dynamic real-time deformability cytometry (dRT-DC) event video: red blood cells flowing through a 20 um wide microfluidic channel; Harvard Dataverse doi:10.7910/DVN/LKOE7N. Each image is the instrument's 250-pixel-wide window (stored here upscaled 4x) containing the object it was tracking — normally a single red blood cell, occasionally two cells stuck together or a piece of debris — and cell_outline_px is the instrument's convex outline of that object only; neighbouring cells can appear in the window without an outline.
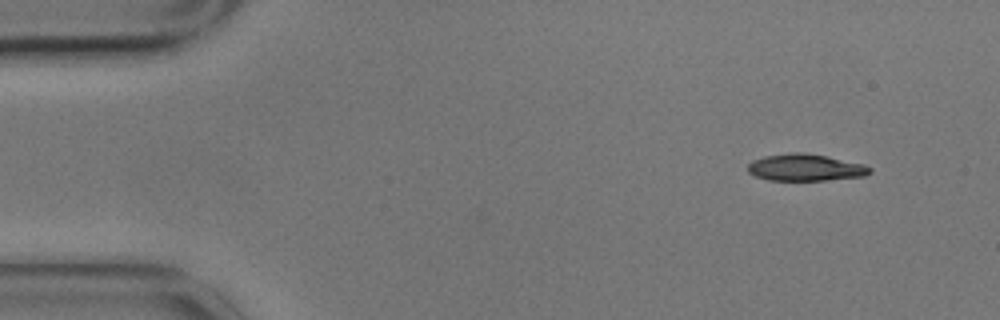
{"species": "common noctule bat (a hibernating species)", "species_latin": "Nyctalus noctula", "temperature_condition": "cold", "stored_images_in_passage": 4, "camera_frame_rate_fps": 3000, "um_per_image_px": 0.085, "animal": {"sex": "male", "body_mass_g": 17.9}, "frame": {"image": 1, "passage_image": 1, "time_ms": 0.0, "image_size_px": [1000, 320], "cell_outline_px": [[872, 172], [864, 176], [824, 180], [768, 180], [756, 176], [748, 172], [748, 164], [752, 160], [764, 156], [792, 152], [804, 152], [828, 156], [864, 164], [872, 168]], "centroid_in_image_um": [68.46, 14.23], "position_along_channel_um": 16.5, "area_um2": 19.19}}
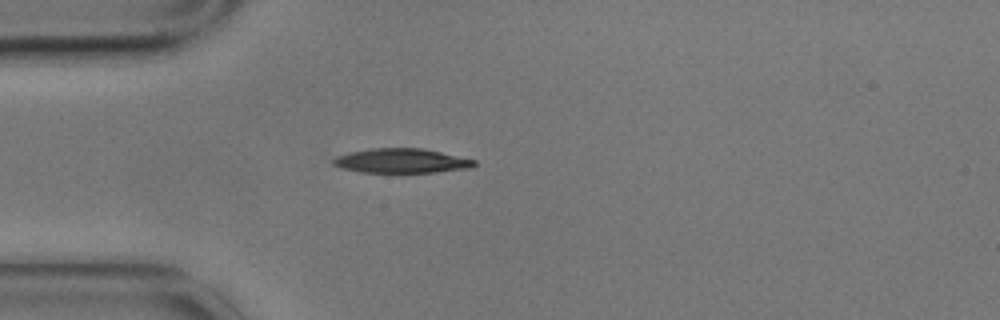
{"frame": {"image": 2, "passage_image": 4, "time_ms": 1.0, "image_size_px": [1000, 320], "cell_outline_px": [[476, 164], [472, 168], [436, 172], [360, 172], [340, 168], [332, 164], [332, 160], [336, 156], [348, 152], [372, 148], [424, 148], [476, 160]], "centroid_in_image_um": [34.11, 13.66], "position_along_channel_um": 50.9, "area_um2": 20.23}}